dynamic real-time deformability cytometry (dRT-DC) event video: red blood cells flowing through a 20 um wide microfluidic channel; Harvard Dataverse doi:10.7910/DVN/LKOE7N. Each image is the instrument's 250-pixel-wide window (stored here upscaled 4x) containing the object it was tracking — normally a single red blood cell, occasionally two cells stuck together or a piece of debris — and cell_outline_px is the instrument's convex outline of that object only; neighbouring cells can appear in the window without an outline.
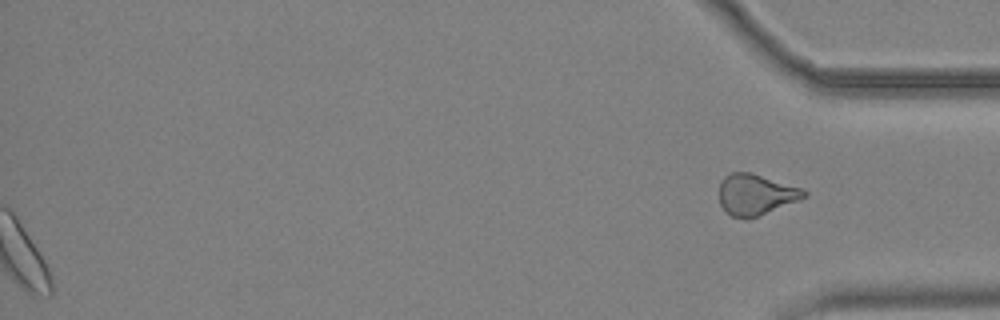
{"species": "common noctule bat (a hibernating species)", "species_latin": "Nyctalus noctula", "temperature_condition": "cold", "stored_images_in_passage": 51, "segment_of_instrument_passage": [2, 2], "camera_frame_rate_fps": 3000, "um_per_image_px": 0.085, "animal": {"sex": "male", "body_mass_g": 19.2, "forearm_length_mm": 51.8}, "frame": {"image": 1, "passage_image": 51, "time_ms": 16.667, "image_size_px": [1000, 320], "cell_outline_px": [[808, 196], [748, 220], [732, 216], [720, 204], [720, 180], [724, 176], [732, 172], [752, 172], [800, 188], [808, 192]], "centroid_in_image_um": [64.22, 16.53], "position_along_channel_um": 371.0, "area_um2": 20.11}}